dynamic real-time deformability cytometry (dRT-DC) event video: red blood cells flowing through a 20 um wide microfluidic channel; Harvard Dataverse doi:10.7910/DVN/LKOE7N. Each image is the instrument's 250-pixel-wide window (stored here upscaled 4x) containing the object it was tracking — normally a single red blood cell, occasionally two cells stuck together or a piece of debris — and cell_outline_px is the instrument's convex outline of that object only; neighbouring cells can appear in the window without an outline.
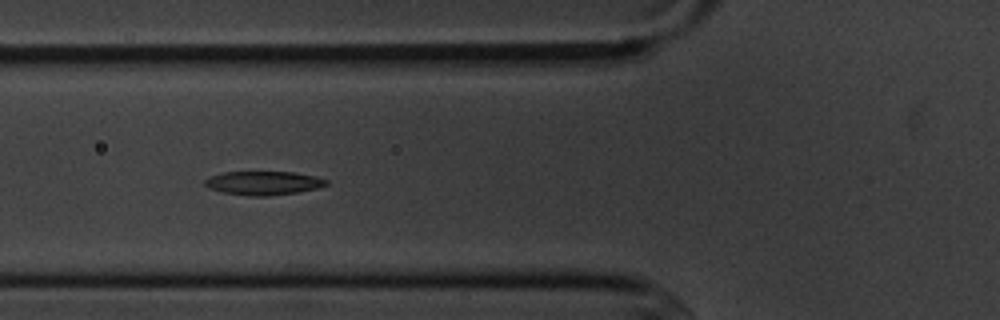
{"species": "common noctule bat (a hibernating species)", "species_latin": "Nyctalus noctula", "temperature_condition": "cold", "stored_images_in_passage": 16, "segment_of_instrument_passage": [1, 2], "camera_frame_rate_fps": 3000, "um_per_image_px": 0.085, "animal": {"sex": "male", "body_mass_g": 20.1, "forearm_length_mm": 53.5}, "frame": {"image": 1, "passage_image": 6, "time_ms": 6.667, "image_size_px": [1000, 320], "cell_outline_px": [[328, 184], [316, 188], [300, 192], [268, 196], [248, 196], [220, 192], [208, 188], [204, 184], [204, 180], [212, 176], [224, 172], [292, 172], [316, 176], [328, 180]], "centroid_in_image_um": [22.38, 15.57], "position_along_channel_um": 103.4, "area_um2": 16.88}}
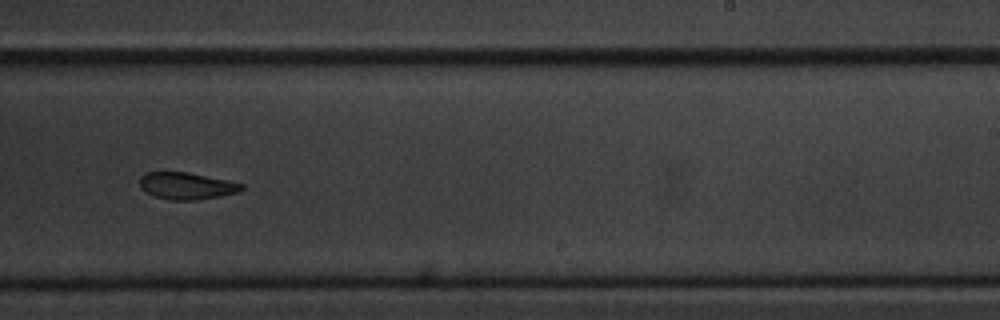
{"frame": {"image": 2, "passage_image": 10, "time_ms": 11.333, "image_size_px": [1000, 320], "cell_outline_px": [[244, 188], [236, 192], [220, 196], [196, 200], [172, 200], [156, 196], [140, 188], [140, 176], [148, 172], [188, 172], [228, 180], [244, 184]], "centroid_in_image_um": [15.87, 15.79], "position_along_channel_um": 273.1, "area_um2": 15.84}}
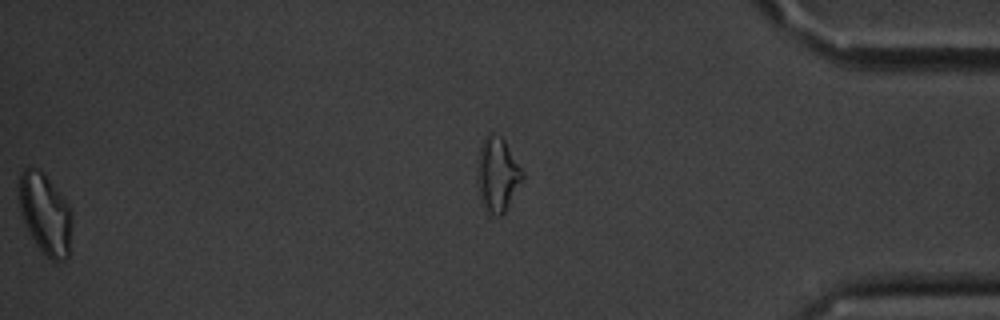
{"frame": {"image": 3, "passage_image": 15, "time_ms": 18.333, "image_size_px": [1000, 320], "cell_outline_px": [[72, 224], [68, 256], [64, 260], [52, 260], [36, 244], [28, 232], [24, 224], [20, 212], [20, 172], [28, 164], [44, 172], [68, 204], [72, 212]], "centroid_in_image_um": [3.84, 18.14], "position_along_channel_um": 431.4, "area_um2": 24.97}}